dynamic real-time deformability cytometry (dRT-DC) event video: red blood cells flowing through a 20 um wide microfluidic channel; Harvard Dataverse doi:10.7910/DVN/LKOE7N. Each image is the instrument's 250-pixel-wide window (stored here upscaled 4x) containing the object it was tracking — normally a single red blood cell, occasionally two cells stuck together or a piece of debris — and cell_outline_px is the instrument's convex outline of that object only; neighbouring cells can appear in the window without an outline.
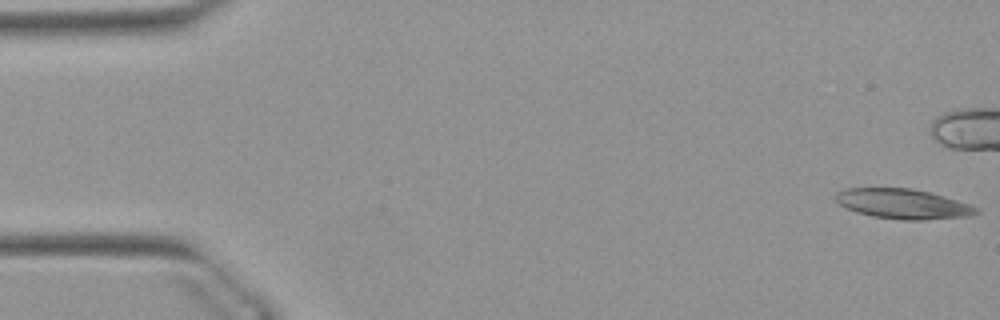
{"species": "Egyptian fruit bat (a non-hibernating species)", "species_latin": "Rousettus aegyptiacus", "temperature_condition": "warm", "stored_images_in_passage": 53, "camera_frame_rate_fps": 3000, "um_per_image_px": 0.085, "animal": {"sex": "female"}, "frame": {"image": 1, "passage_image": 1, "time_ms": 0.0, "image_size_px": [1000, 320], "cell_outline_px": [[980, 212], [972, 216], [924, 220], [904, 220], [872, 216], [848, 208], [840, 204], [836, 200], [836, 192], [848, 188], [912, 188], [928, 192], [956, 200], [968, 204], [976, 208]], "centroid_in_image_um": [76.77, 17.33], "position_along_channel_um": 8.2, "area_um2": 24.16}}
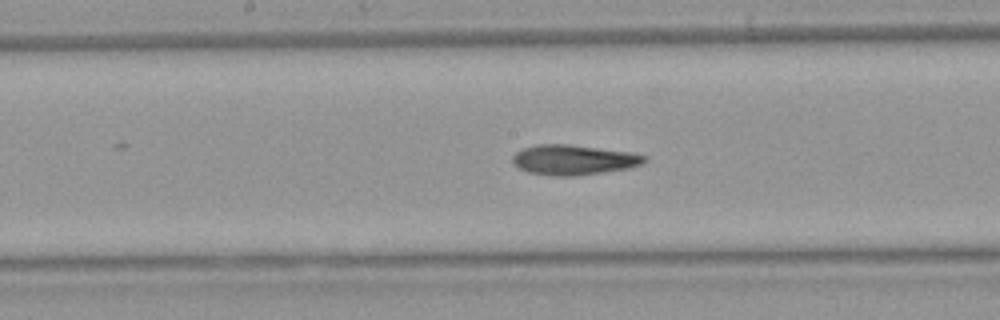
{"frame": {"image": 2, "passage_image": 26, "time_ms": 8.333, "image_size_px": [1000, 320], "cell_outline_px": [[648, 160], [640, 164], [628, 168], [576, 176], [556, 176], [528, 172], [520, 168], [512, 160], [512, 156], [516, 152], [524, 148], [536, 144], [568, 144], [628, 152], [648, 156]], "centroid_in_image_um": [48.75, 13.58], "position_along_channel_um": 199.5, "area_um2": 22.83}}
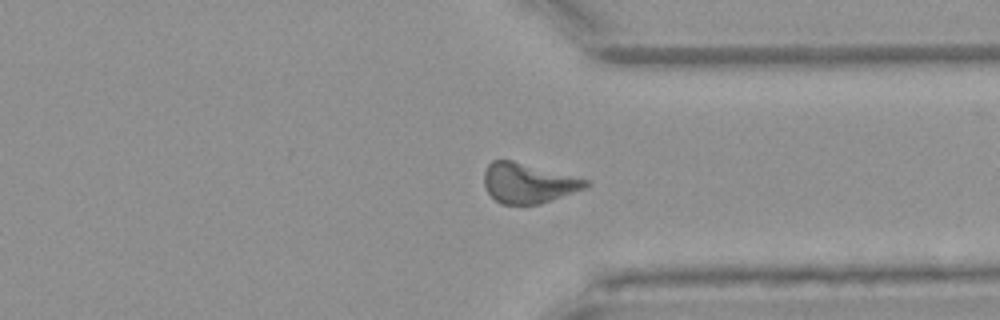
{"frame": {"image": 3, "passage_image": 39, "time_ms": 12.667, "image_size_px": [1000, 320], "cell_outline_px": [[592, 184], [584, 188], [540, 204], [500, 204], [484, 188], [484, 172], [488, 164], [492, 160], [512, 160], [588, 180]], "centroid_in_image_um": [44.86, 15.56], "position_along_channel_um": 366.5, "area_um2": 23.41}, "authors_computed_cell_mechanics": {"area_um2": 23.409, "velocity_mm_per_s": 3.8863, "shape_relaxation_time_tau1_ms": 8.8913, "shape_relaxation_time_tau2_ms": 4.4635, "deformation_change_tau1": 0.2145, "deformation_change_tau2": 0.1555}}